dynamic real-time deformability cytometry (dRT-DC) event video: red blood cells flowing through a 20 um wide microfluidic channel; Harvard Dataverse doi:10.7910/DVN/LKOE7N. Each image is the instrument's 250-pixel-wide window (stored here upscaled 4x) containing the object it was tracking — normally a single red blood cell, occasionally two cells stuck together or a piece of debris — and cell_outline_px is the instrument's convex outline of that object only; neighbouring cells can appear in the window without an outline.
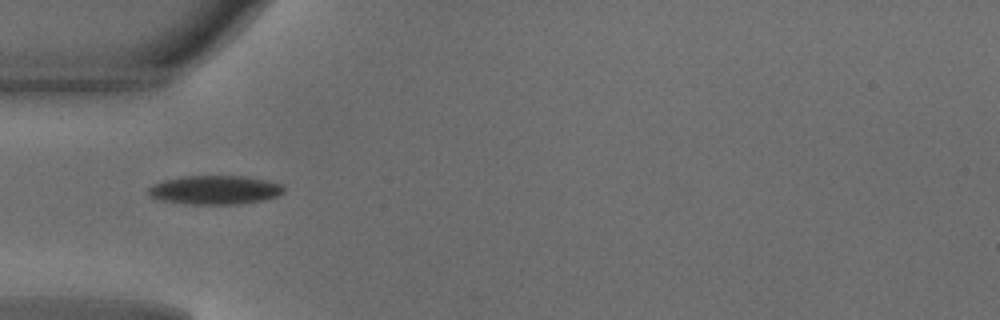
{"species": "common noctule bat (a hibernating species)", "species_latin": "Nyctalus noctula", "temperature_condition": "warm", "stored_images_in_passage": 34, "camera_frame_rate_fps": 3000, "um_per_image_px": 0.085, "animal": {"sex": "male", "body_mass_g": 18.8}, "frame": {"image": 1, "passage_image": 1, "time_ms": 0.0, "image_size_px": [1000, 320], "cell_outline_px": [[284, 192], [276, 196], [260, 200], [240, 204], [184, 204], [160, 200], [152, 196], [148, 192], [148, 188], [152, 184], [164, 180], [184, 176], [244, 176], [264, 180], [280, 184], [284, 188]], "centroid_in_image_um": [18.23, 16.14], "position_along_channel_um": 66.8, "area_um2": 22.6}}
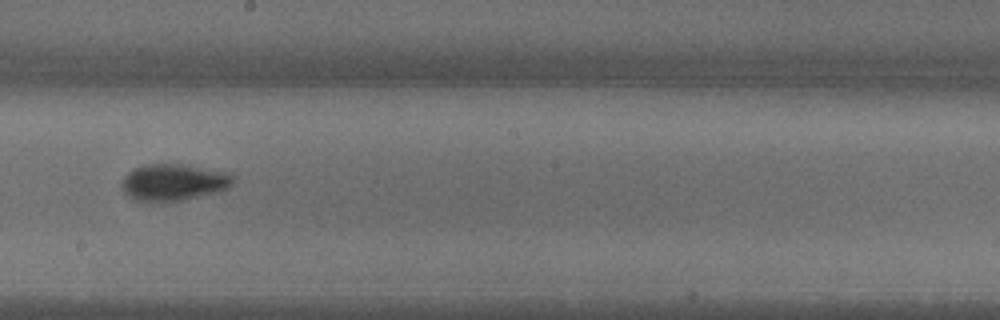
{"frame": {"image": 2, "passage_image": 13, "time_ms": 4.0, "image_size_px": [1000, 320], "cell_outline_px": [[236, 176], [232, 184], [228, 188], [216, 192], [184, 200], [160, 204], [136, 200], [128, 196], [124, 192], [120, 184], [124, 176], [128, 172], [144, 164], [184, 164], [228, 172]], "centroid_in_image_um": [14.75, 15.51], "position_along_channel_um": 233.5, "area_um2": 24.39}}
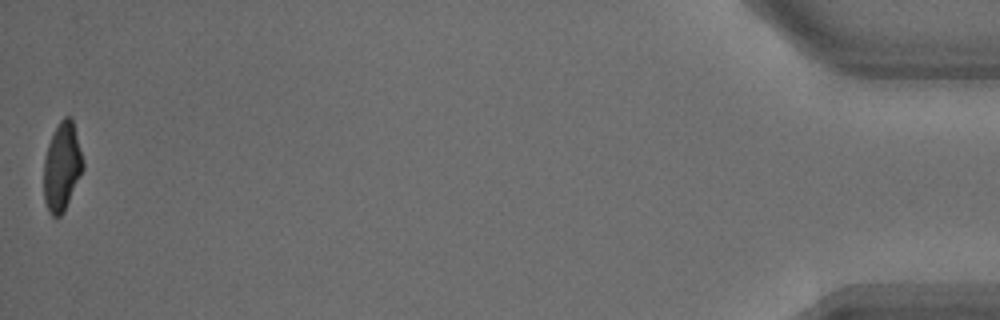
{"frame": {"image": 3, "passage_image": 34, "time_ms": 11.0, "image_size_px": [1000, 320], "cell_outline_px": [[84, 168], [64, 212], [60, 216], [52, 216], [44, 200], [44, 160], [48, 144], [60, 120], [64, 116], [72, 116], [84, 160]], "centroid_in_image_um": [5.29, 14.15], "position_along_channel_um": 429.9, "area_um2": 20.23}, "authors_computed_cell_mechanics": {"area_um2": 21.7906, "velocity_mm_per_s": 4.1505, "shape_relaxation_time_tau1_ms": 2.8112, "shape_relaxation_time_tau2_ms": 2.7478, "deformation_change_tau1": 0.1576, "deformation_change_tau2": 0.0677}}